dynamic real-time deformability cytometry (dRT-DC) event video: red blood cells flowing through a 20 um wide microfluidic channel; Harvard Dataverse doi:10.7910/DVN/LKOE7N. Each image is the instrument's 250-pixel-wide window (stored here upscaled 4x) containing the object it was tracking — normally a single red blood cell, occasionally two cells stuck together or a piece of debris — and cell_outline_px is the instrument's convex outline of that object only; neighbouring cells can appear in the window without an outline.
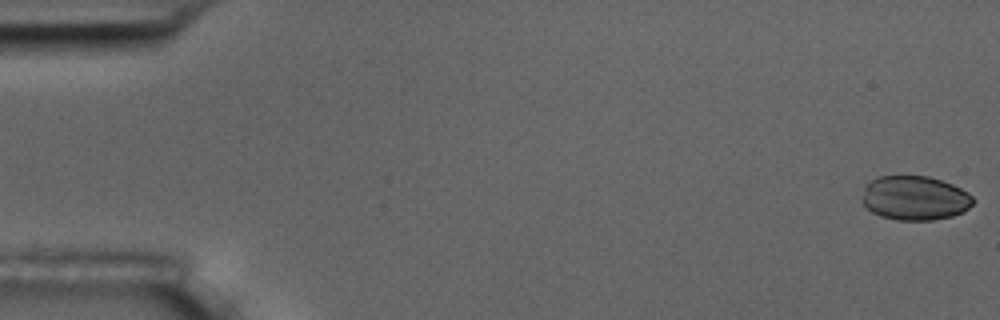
{"species": "common noctule bat (a hibernating species)", "species_latin": "Nyctalus noctula", "temperature_condition": "room temperature", "stored_images_in_passage": 57, "camera_frame_rate_fps": 3000, "um_per_image_px": 0.085, "animal": {"sex": "male", "body_mass_g": 17.5, "forearm_length_mm": 52.3}, "frame": {"image": 1, "passage_image": 1, "time_ms": 0.0, "image_size_px": [1000, 320], "cell_outline_px": [[976, 200], [964, 212], [952, 216], [932, 220], [896, 220], [880, 216], [872, 212], [860, 200], [864, 188], [872, 180], [880, 176], [928, 176], [952, 184], [968, 192]], "centroid_in_image_um": [77.77, 16.84], "position_along_channel_um": 7.2, "area_um2": 28.73}}
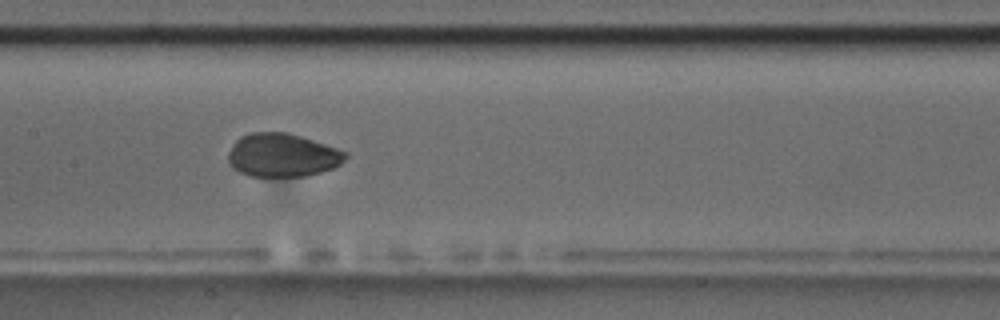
{"frame": {"image": 2, "passage_image": 28, "time_ms": 9.0, "image_size_px": [1000, 320], "cell_outline_px": [[348, 156], [340, 164], [332, 168], [320, 172], [304, 176], [252, 176], [240, 172], [232, 168], [228, 160], [228, 152], [232, 144], [240, 136], [252, 132], [288, 132], [348, 152]], "centroid_in_image_um": [23.98, 13.18], "position_along_channel_um": 183.4, "area_um2": 29.59}}
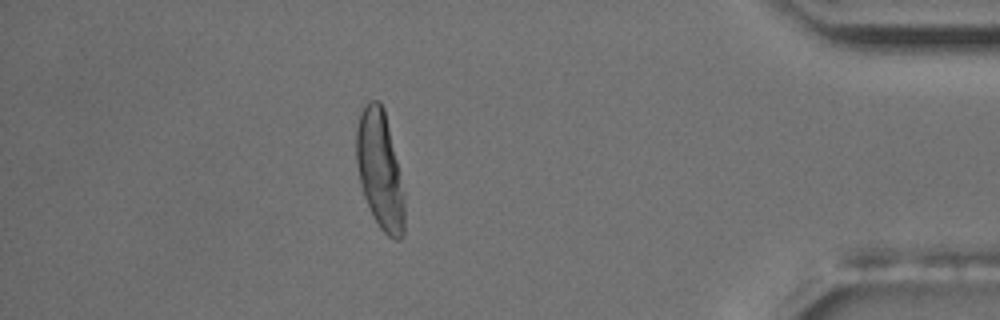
{"frame": {"image": 3, "passage_image": 50, "time_ms": 16.333, "image_size_px": [1000, 320], "cell_outline_px": [[404, 236], [400, 240], [396, 240], [388, 236], [380, 228], [372, 216], [364, 196], [360, 184], [356, 164], [356, 128], [360, 112], [364, 104], [372, 100], [380, 100], [384, 108], [404, 192]], "centroid_in_image_um": [32.27, 14.46], "position_along_channel_um": 402.9, "area_um2": 33.29}}